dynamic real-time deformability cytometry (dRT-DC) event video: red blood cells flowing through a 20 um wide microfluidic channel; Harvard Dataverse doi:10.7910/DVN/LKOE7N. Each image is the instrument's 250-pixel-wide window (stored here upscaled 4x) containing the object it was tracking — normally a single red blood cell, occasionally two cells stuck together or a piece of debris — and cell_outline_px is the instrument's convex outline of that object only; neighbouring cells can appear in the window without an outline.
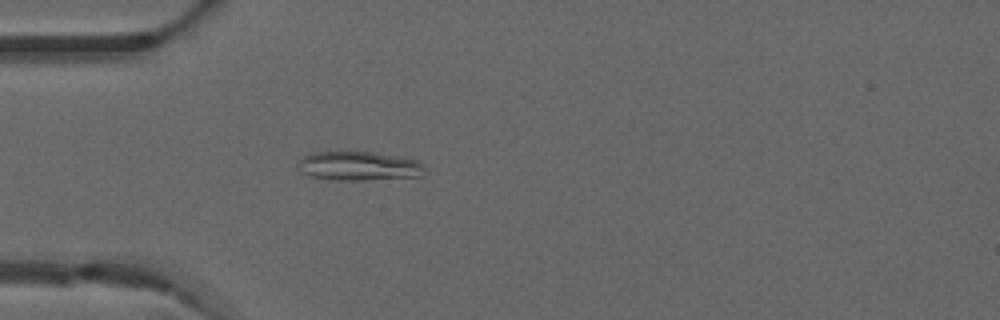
{"species": "common noctule bat (a hibernating species)", "species_latin": "Nyctalus noctula", "temperature_condition": "warm", "stored_images_in_passage": 49, "camera_frame_rate_fps": 3000, "um_per_image_px": 0.085, "animal": {"sex": "male", "forearm_length_mm": 52.5}, "frame": {"image": 1, "passage_image": 14, "time_ms": 4.333, "image_size_px": [1000, 320], "cell_outline_px": [[424, 176], [364, 180], [336, 180], [312, 176], [304, 172], [296, 164], [304, 156], [312, 152], [372, 152], [400, 156], [416, 160], [424, 164]], "centroid_in_image_um": [30.56, 14.11], "position_along_channel_um": 54.4, "area_um2": 21.39}}
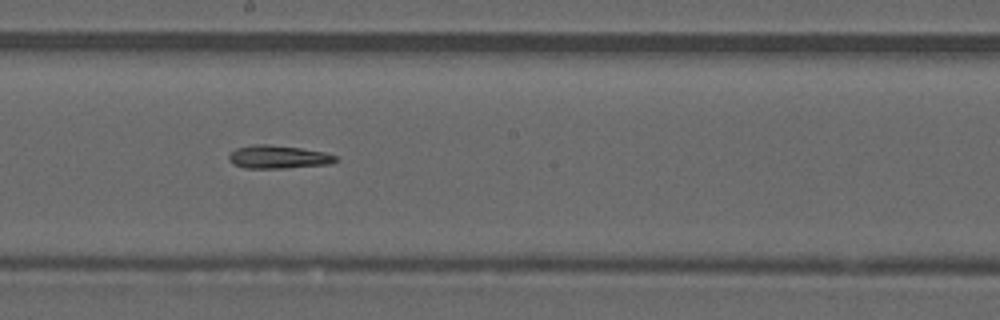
{"frame": {"image": 2, "passage_image": 27, "time_ms": 8.667, "image_size_px": [1000, 320], "cell_outline_px": [[340, 160], [332, 164], [288, 168], [244, 168], [232, 164], [228, 160], [228, 156], [236, 148], [252, 144], [268, 144], [300, 148], [324, 152], [340, 156]], "centroid_in_image_um": [23.7, 13.35], "position_along_channel_um": 224.5, "area_um2": 14.74}}
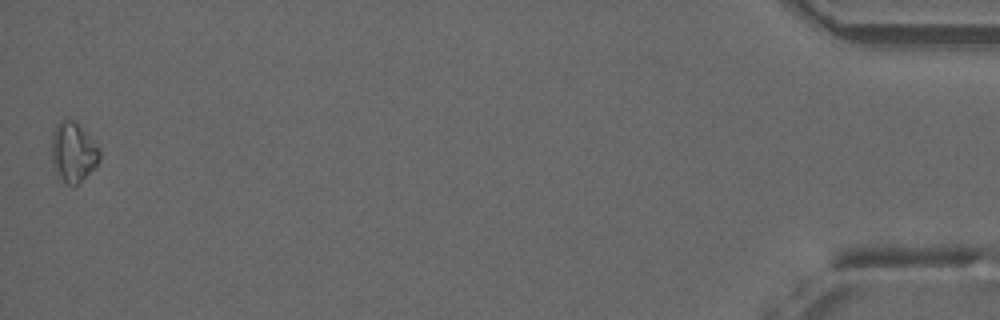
{"frame": {"image": 3, "passage_image": 49, "time_ms": 16.0, "image_size_px": [1000, 320], "cell_outline_px": [[100, 160], [96, 168], [76, 184], [68, 184], [56, 172], [52, 164], [52, 132], [56, 124], [60, 120], [76, 120], [100, 148]], "centroid_in_image_um": [6.25, 12.89], "position_along_channel_um": 429.0, "area_um2": 16.76}}